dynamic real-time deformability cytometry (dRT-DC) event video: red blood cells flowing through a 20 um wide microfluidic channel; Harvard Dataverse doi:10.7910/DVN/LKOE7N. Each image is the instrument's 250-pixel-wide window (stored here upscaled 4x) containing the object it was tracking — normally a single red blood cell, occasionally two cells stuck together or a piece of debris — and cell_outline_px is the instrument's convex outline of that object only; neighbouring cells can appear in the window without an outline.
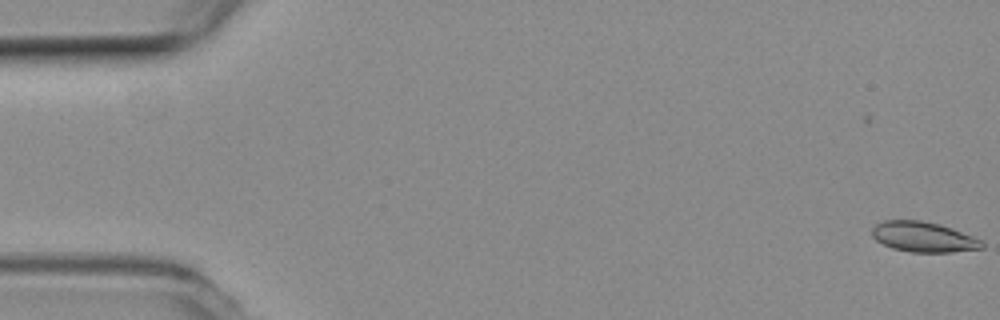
{"species": "common noctule bat (a hibernating species)", "species_latin": "Nyctalus noctula", "temperature_condition": "room temperature", "stored_images_in_passage": 4, "camera_frame_rate_fps": 3000, "um_per_image_px": 0.085, "animal": {"sex": "female", "body_mass_g": 19.3, "forearm_length_mm": 54.1}, "frame": {"image": 1, "passage_image": 4, "time_ms": 1.0, "image_size_px": [1000, 320], "cell_outline_px": [[984, 248], [952, 252], [912, 252], [892, 248], [876, 240], [872, 236], [872, 228], [876, 224], [884, 220], [920, 220], [940, 224], [984, 240]], "centroid_in_image_um": [78.51, 20.14], "position_along_channel_um": 6.5, "area_um2": 19.42}}